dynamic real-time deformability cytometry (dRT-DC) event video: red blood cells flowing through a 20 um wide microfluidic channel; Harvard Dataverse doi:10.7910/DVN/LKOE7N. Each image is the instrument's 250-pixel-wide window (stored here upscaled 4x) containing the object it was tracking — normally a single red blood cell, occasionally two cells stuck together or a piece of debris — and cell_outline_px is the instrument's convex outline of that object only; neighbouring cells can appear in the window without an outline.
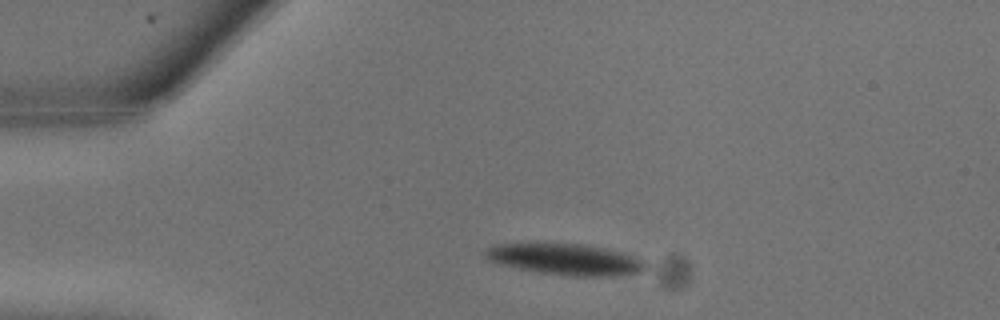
{"species": "common noctule bat (a hibernating species)", "species_latin": "Nyctalus noctula", "temperature_condition": "warm", "stored_images_in_passage": 8, "camera_frame_rate_fps": 3000, "um_per_image_px": 0.085, "animal": {"sex": "male", "body_mass_g": 13.3}, "frame": {"image": 1, "passage_image": 5, "time_ms": 1.333, "image_size_px": [1000, 320], "cell_outline_px": [[648, 268], [640, 272], [616, 276], [572, 276], [540, 272], [516, 268], [500, 264], [488, 260], [484, 256], [484, 252], [488, 248], [496, 244], [584, 244], [604, 248], [636, 256], [644, 260], [648, 264]], "centroid_in_image_um": [48.12, 22.05], "position_along_channel_um": 36.9, "area_um2": 29.07}}